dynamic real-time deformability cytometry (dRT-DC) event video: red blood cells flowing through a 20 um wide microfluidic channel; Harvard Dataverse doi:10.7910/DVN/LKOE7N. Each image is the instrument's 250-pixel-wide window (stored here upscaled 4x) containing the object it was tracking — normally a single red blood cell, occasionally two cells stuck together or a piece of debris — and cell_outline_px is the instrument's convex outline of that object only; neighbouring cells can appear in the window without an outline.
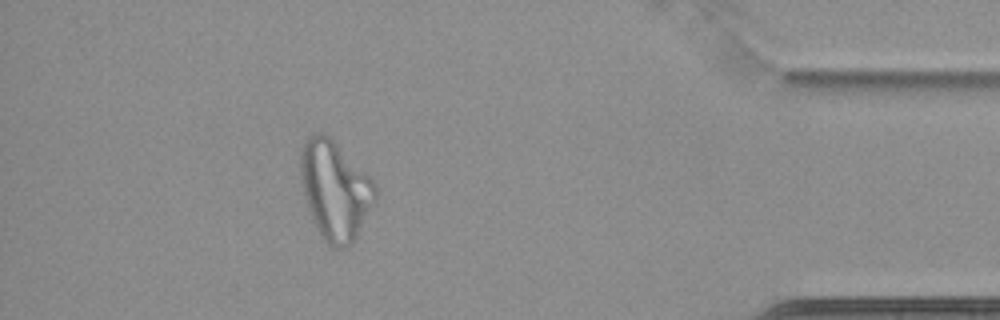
{"species": "common noctule bat (a hibernating species)", "species_latin": "Nyctalus noctula", "temperature_condition": "cold", "stored_images_in_passage": 40, "camera_frame_rate_fps": 3000, "um_per_image_px": 0.085, "animal": {"sex": "female", "body_mass_g": 22.7, "forearm_length_mm": 54.2}, "frame": {"image": 1, "passage_image": 34, "time_ms": 11.0, "image_size_px": [1000, 320], "cell_outline_px": [[376, 200], [352, 244], [344, 248], [332, 248], [320, 236], [312, 220], [304, 196], [300, 180], [300, 148], [304, 140], [308, 136], [316, 132], [324, 132], [376, 184]], "centroid_in_image_um": [28.44, 16.19], "position_along_channel_um": 406.8, "area_um2": 42.95}}